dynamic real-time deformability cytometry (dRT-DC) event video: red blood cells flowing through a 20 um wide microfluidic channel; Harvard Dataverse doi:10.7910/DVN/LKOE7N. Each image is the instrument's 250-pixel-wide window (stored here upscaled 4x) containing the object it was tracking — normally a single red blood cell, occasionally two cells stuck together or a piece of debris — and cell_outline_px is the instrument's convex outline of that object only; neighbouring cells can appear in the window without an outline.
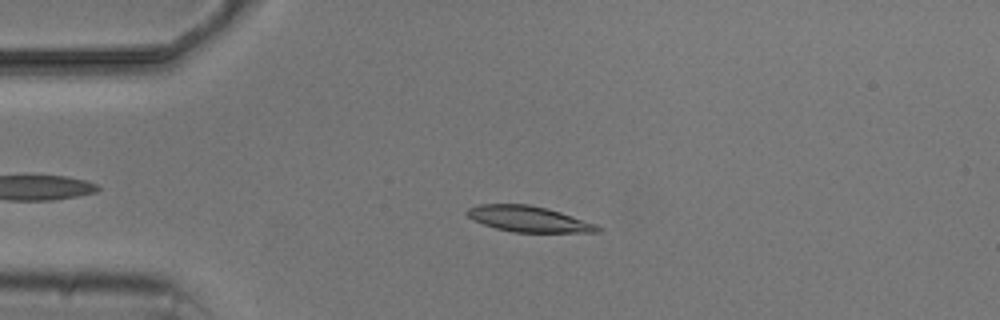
{"species": "common noctule bat (a hibernating species)", "species_latin": "Nyctalus noctula", "temperature_condition": "cold", "stored_images_in_passage": 4, "camera_frame_rate_fps": 3000, "um_per_image_px": 0.085, "animal": {"sex": "male", "body_mass_g": 20.5, "forearm_length_mm": 52.5}, "frame": {"image": 1, "passage_image": 2, "time_ms": 1.333, "image_size_px": [1000, 320], "cell_outline_px": [[600, 232], [512, 232], [496, 228], [472, 220], [464, 212], [468, 208], [480, 204], [528, 204], [560, 212], [596, 224], [600, 228]], "centroid_in_image_um": [44.88, 18.61], "position_along_channel_um": 40.1, "area_um2": 19.42}}
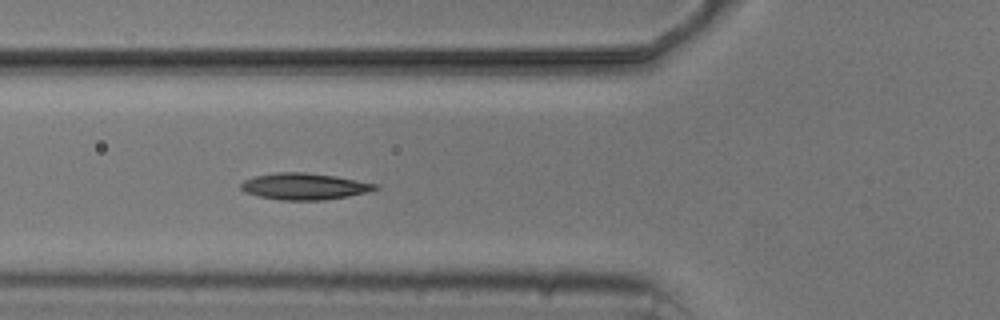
{"frame": {"image": 2, "passage_image": 4, "time_ms": 3.667, "image_size_px": [1000, 320], "cell_outline_px": [[380, 188], [368, 192], [348, 196], [324, 200], [280, 200], [260, 196], [244, 192], [240, 188], [240, 184], [244, 180], [256, 176], [276, 172], [304, 172], [336, 176], [380, 184]], "centroid_in_image_um": [25.9, 15.84], "position_along_channel_um": 99.9, "area_um2": 20.87}}